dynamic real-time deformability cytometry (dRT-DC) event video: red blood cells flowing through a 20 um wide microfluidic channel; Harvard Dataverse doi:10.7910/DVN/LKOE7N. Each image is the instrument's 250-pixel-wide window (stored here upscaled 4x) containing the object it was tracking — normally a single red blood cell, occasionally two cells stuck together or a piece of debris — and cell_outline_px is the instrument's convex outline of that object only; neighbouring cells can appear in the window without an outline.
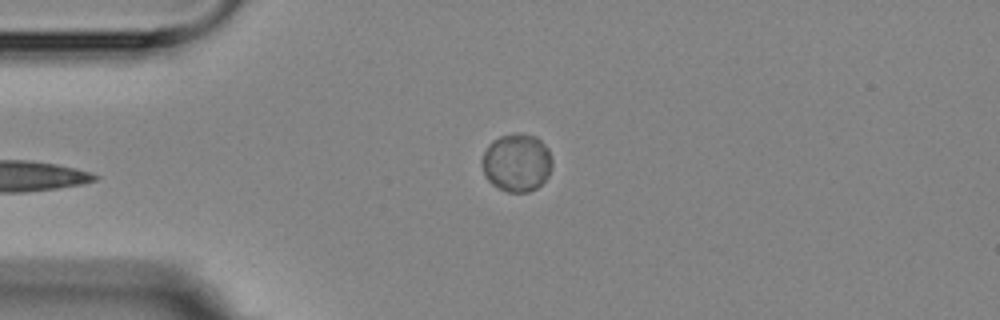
{"species": "Egyptian fruit bat (a non-hibernating species)", "species_latin": "Rousettus aegyptiacus", "temperature_condition": "room temperature", "stored_images_in_passage": 5, "camera_frame_rate_fps": 3000, "um_per_image_px": 0.085, "animal": {"sex": "female"}, "frame": {"image": 1, "passage_image": 5, "time_ms": 4.333, "image_size_px": [1000, 320], "cell_outline_px": [[552, 164], [548, 176], [536, 188], [528, 192], [508, 192], [492, 184], [484, 176], [480, 164], [480, 160], [488, 144], [492, 140], [500, 136], [536, 136], [548, 148], [552, 160]], "centroid_in_image_um": [43.89, 13.86], "position_along_channel_um": 41.1, "area_um2": 23.47}}